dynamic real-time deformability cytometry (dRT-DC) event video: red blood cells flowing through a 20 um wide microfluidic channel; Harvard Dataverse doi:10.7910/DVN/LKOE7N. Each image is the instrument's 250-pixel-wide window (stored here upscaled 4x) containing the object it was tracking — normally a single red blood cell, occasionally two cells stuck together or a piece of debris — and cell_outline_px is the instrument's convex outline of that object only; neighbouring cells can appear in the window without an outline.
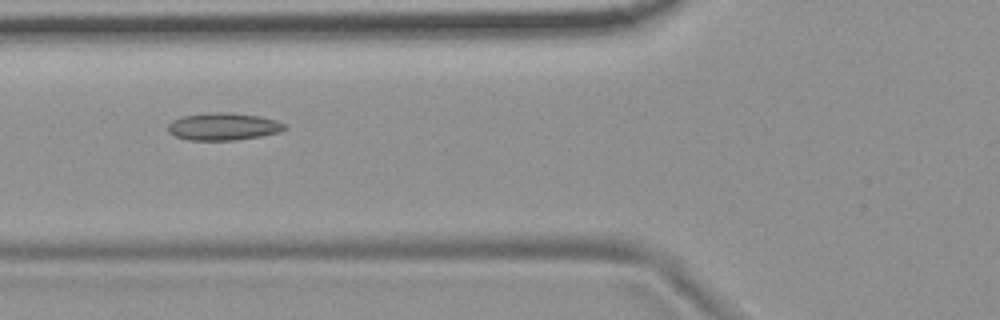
{"species": "common noctule bat (a hibernating species)", "species_latin": "Nyctalus noctula", "temperature_condition": "room temperature", "stored_images_in_passage": 8, "camera_frame_rate_fps": 3000, "um_per_image_px": 0.085, "animal": {"sex": "female", "body_mass_g": 19.9}, "frame": {"image": 1, "passage_image": 6, "time_ms": 1.667, "image_size_px": [1000, 320], "cell_outline_px": [[288, 128], [280, 132], [260, 136], [236, 140], [188, 140], [176, 136], [168, 132], [168, 124], [172, 120], [184, 116], [208, 112], [228, 112], [260, 116], [276, 120], [288, 124]], "centroid_in_image_um": [19.02, 10.75], "position_along_channel_um": 106.8, "area_um2": 18.79}}
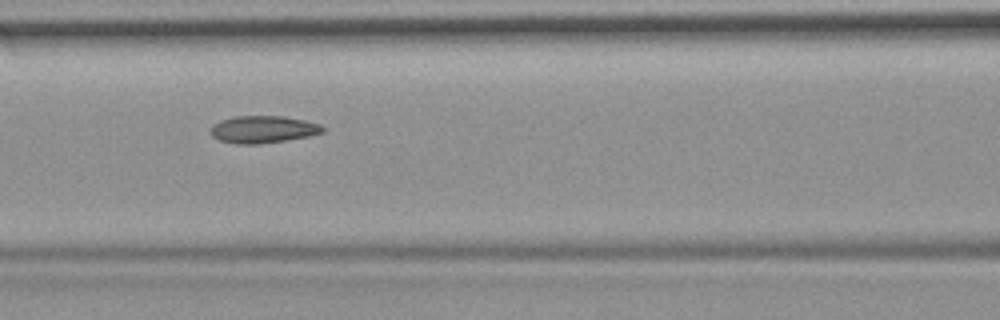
{"frame": {"image": 2, "passage_image": 7, "time_ms": 2.0, "image_size_px": [1000, 320], "cell_outline_px": [[324, 132], [308, 136], [288, 140], [256, 144], [236, 144], [220, 140], [212, 136], [212, 124], [220, 120], [232, 116], [284, 116], [304, 120], [320, 124], [324, 128]], "centroid_in_image_um": [22.36, 10.99], "position_along_channel_um": 144.2, "area_um2": 17.8}}